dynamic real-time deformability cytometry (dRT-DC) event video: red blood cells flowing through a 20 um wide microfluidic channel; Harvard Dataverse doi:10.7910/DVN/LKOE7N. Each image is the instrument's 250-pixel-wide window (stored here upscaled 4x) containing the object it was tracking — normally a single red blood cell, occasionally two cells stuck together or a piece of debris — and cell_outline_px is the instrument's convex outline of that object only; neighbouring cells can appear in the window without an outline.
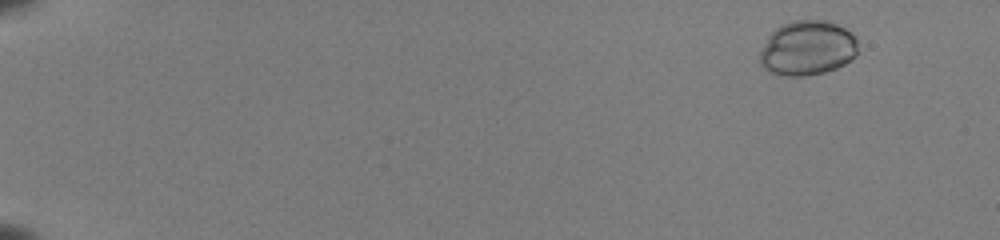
{"species": "common noctule bat (a hibernating species)", "species_latin": "Nyctalus noctula", "temperature_condition": "room temperature", "stored_images_in_passage": 50, "camera_frame_rate_fps": 3000, "um_per_image_px": 0.085, "animal": {"sex": "female", "body_mass_g": 22.0, "forearm_length_mm": 56.7}, "frame": {"image": 1, "passage_image": 1, "time_ms": 0.0, "image_size_px": [1000, 240], "cell_outline_px": [[856, 56], [844, 64], [836, 68], [824, 72], [808, 76], [784, 76], [772, 72], [764, 68], [760, 64], [760, 52], [768, 36], [776, 28], [784, 24], [796, 20], [824, 20], [836, 24], [844, 28], [856, 40]], "centroid_in_image_um": [68.61, 4.1], "position_along_channel_um": 16.4, "area_um2": 30.98}}
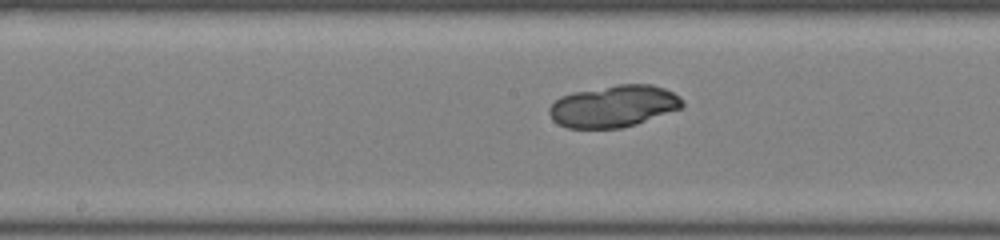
{"frame": {"image": 2, "passage_image": 27, "time_ms": 8.667, "image_size_px": [1000, 240], "cell_outline_px": [[684, 104], [680, 108], [636, 124], [620, 128], [568, 128], [552, 120], [548, 112], [548, 108], [560, 96], [576, 92], [616, 84], [652, 84], [664, 88], [672, 92], [684, 100]], "centroid_in_image_um": [52.15, 9.02], "position_along_channel_um": 196.1, "area_um2": 32.31}}
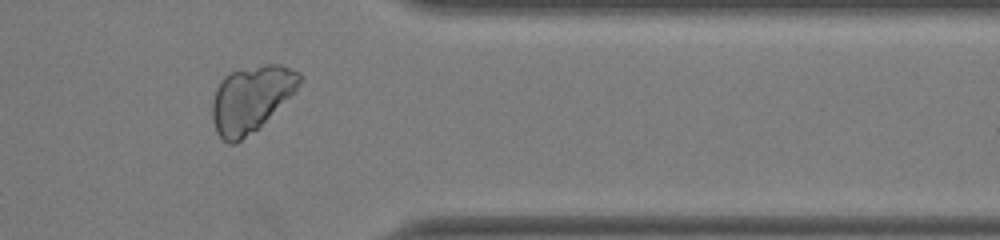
{"frame": {"image": 3, "passage_image": 42, "time_ms": 13.667, "image_size_px": [1000, 240], "cell_outline_px": [[304, 76], [296, 92], [256, 128], [236, 144], [228, 144], [216, 132], [212, 120], [212, 100], [216, 88], [220, 80], [228, 72], [264, 64], [280, 64], [300, 72]], "centroid_in_image_um": [21.34, 8.37], "position_along_channel_um": 390.1, "area_um2": 33.64}}